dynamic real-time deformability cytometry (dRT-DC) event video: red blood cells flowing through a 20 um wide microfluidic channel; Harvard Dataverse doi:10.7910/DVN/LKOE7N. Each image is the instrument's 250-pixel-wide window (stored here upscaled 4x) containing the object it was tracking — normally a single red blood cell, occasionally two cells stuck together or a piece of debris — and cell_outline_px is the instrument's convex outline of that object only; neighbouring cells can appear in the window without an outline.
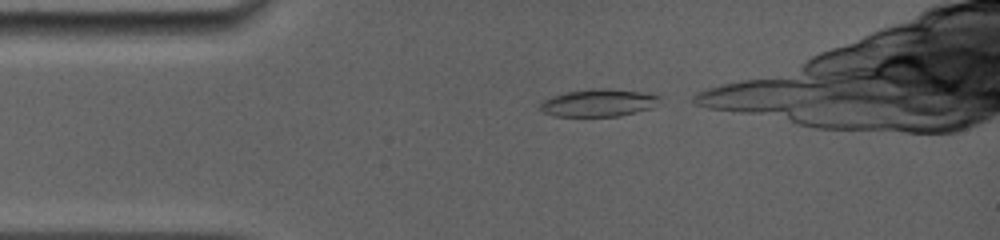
{"species": "common noctule bat (a hibernating species)", "species_latin": "Nyctalus noctula", "temperature_condition": "room temperature", "stored_images_in_passage": 17, "camera_frame_rate_fps": 5000, "um_per_image_px": 0.085, "animal": {"sex": "female", "body_mass_g": 19.0, "forearm_length_mm": 56.7}, "frame": {"image": 1, "passage_image": 1, "time_ms": 0.0, "image_size_px": [1000, 240], "cell_outline_px": [[664, 96], [660, 104], [652, 108], [620, 116], [552, 116], [536, 108], [544, 100], [552, 96], [568, 92], [592, 88], [608, 88], [644, 92]], "centroid_in_image_um": [50.94, 8.74], "position_along_channel_um": 34.1, "area_um2": 19.54}}
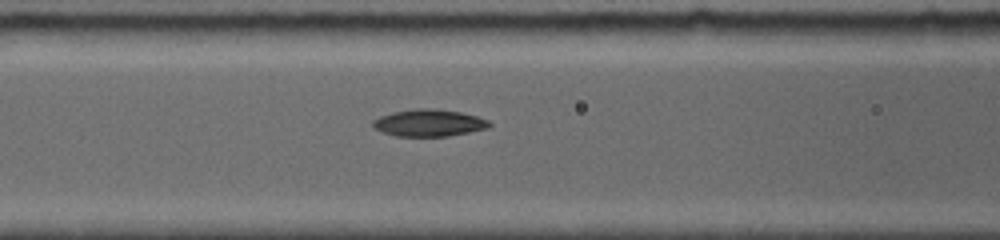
{"frame": {"image": 2, "passage_image": 10, "time_ms": 3.2, "image_size_px": [1000, 240], "cell_outline_px": [[492, 124], [488, 128], [448, 136], [396, 136], [384, 132], [376, 128], [372, 124], [372, 120], [380, 116], [392, 112], [416, 108], [432, 108], [460, 112], [476, 116], [488, 120]], "centroid_in_image_um": [36.46, 10.44], "position_along_channel_um": 130.1, "area_um2": 18.21}}
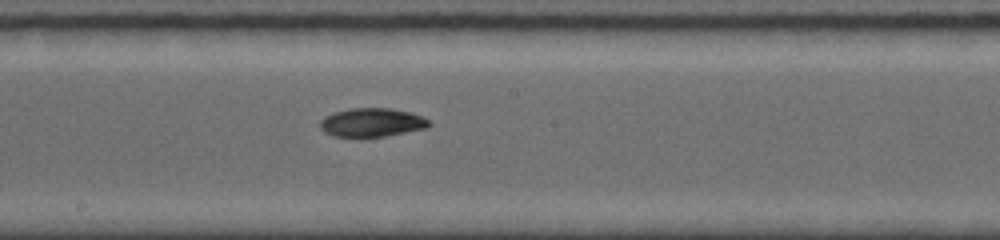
{"frame": {"image": 3, "passage_image": 16, "time_ms": 5.4, "image_size_px": [1000, 240], "cell_outline_px": [[432, 124], [428, 128], [384, 136], [332, 136], [324, 132], [320, 128], [320, 120], [324, 116], [336, 112], [352, 108], [392, 108], [412, 112], [428, 120]], "centroid_in_image_um": [31.62, 10.4], "position_along_channel_um": 216.6, "area_um2": 18.15}}